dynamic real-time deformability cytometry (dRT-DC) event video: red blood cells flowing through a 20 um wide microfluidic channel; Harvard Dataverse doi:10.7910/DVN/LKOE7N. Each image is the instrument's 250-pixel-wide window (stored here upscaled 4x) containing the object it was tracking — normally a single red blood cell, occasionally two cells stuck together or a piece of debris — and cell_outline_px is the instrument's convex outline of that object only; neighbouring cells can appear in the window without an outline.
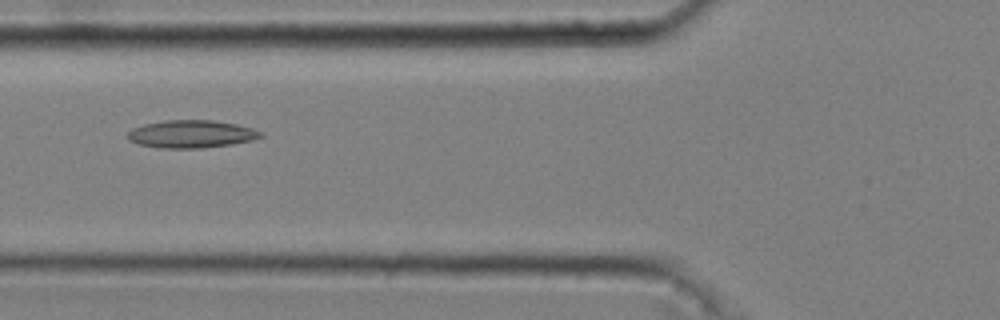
{"species": "common noctule bat (a hibernating species)", "species_latin": "Nyctalus noctula", "temperature_condition": "cold", "stored_images_in_passage": 47, "camera_frame_rate_fps": 3000, "um_per_image_px": 0.085, "animal": {"sex": "male", "body_mass_g": 20.4}, "frame": {"image": 1, "passage_image": 20, "time_ms": 6.333, "image_size_px": [1000, 320], "cell_outline_px": [[264, 136], [252, 140], [232, 144], [200, 148], [164, 148], [140, 144], [128, 140], [124, 136], [132, 128], [144, 124], [164, 120], [212, 120], [236, 124], [252, 128], [264, 132]], "centroid_in_image_um": [16.26, 11.38], "position_along_channel_um": 109.5, "area_um2": 21.56}}
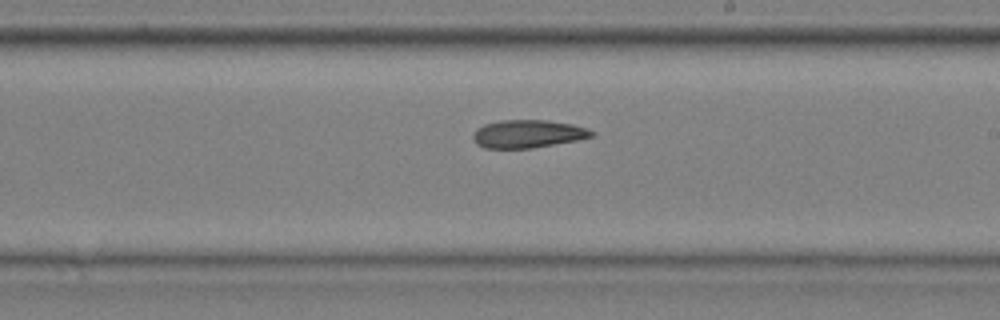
{"frame": {"image": 2, "passage_image": 31, "time_ms": 10.0, "image_size_px": [1000, 320], "cell_outline_px": [[596, 136], [576, 140], [532, 148], [484, 148], [476, 144], [472, 136], [476, 128], [484, 124], [500, 120], [548, 120], [572, 124], [588, 128], [596, 132]], "centroid_in_image_um": [44.88, 11.37], "position_along_channel_um": 244.1, "area_um2": 19.48}}
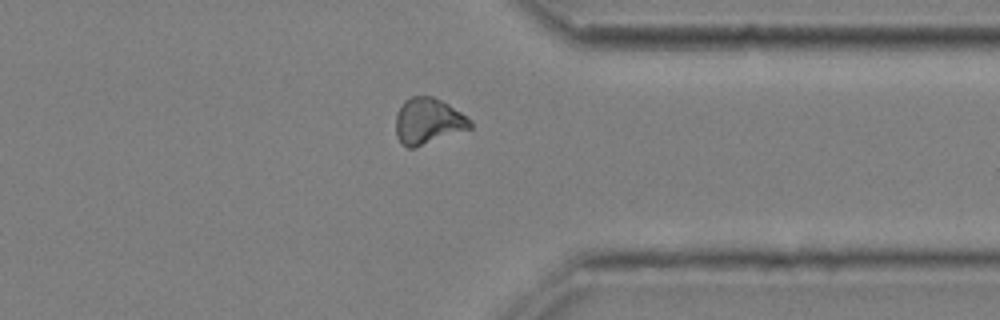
{"frame": {"image": 3, "passage_image": 42, "time_ms": 13.667, "image_size_px": [1000, 320], "cell_outline_px": [[472, 128], [412, 148], [408, 148], [400, 144], [396, 136], [396, 112], [404, 100], [412, 96], [432, 96], [448, 104], [472, 120]], "centroid_in_image_um": [36.36, 10.29], "position_along_channel_um": 375.0, "area_um2": 19.94}}